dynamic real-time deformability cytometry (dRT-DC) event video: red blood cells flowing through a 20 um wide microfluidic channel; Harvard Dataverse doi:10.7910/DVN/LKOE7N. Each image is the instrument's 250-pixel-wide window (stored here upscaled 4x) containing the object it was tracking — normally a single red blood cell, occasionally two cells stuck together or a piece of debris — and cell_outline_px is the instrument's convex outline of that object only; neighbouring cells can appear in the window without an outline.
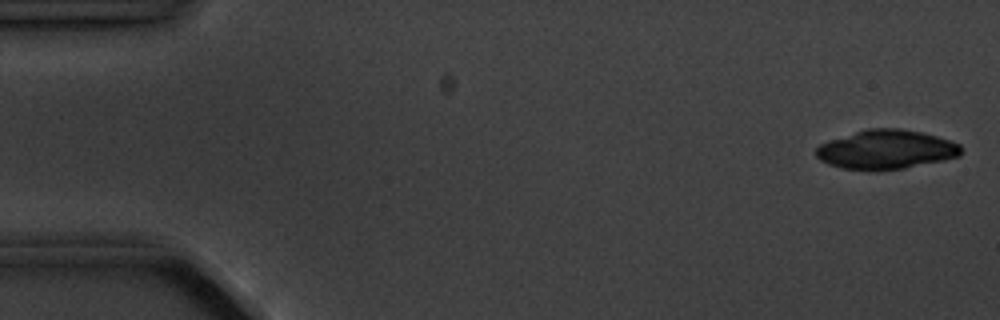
{"species": "common noctule bat (a hibernating species)", "species_latin": "Nyctalus noctula", "temperature_condition": "cold", "stored_images_in_passage": 3, "camera_frame_rate_fps": 3000, "um_per_image_px": 0.085, "animal": {"sex": "male", "body_mass_g": 20.1, "forearm_length_mm": 53.5}, "frame": {"image": 1, "passage_image": 1, "time_ms": 0.0, "image_size_px": [1000, 320], "cell_outline_px": [[960, 156], [944, 160], [904, 168], [840, 168], [828, 164], [820, 160], [816, 156], [816, 148], [820, 144], [828, 140], [868, 128], [900, 128], [920, 132], [936, 136], [960, 144]], "centroid_in_image_um": [75.31, 12.68], "position_along_channel_um": 9.7, "area_um2": 32.37}}